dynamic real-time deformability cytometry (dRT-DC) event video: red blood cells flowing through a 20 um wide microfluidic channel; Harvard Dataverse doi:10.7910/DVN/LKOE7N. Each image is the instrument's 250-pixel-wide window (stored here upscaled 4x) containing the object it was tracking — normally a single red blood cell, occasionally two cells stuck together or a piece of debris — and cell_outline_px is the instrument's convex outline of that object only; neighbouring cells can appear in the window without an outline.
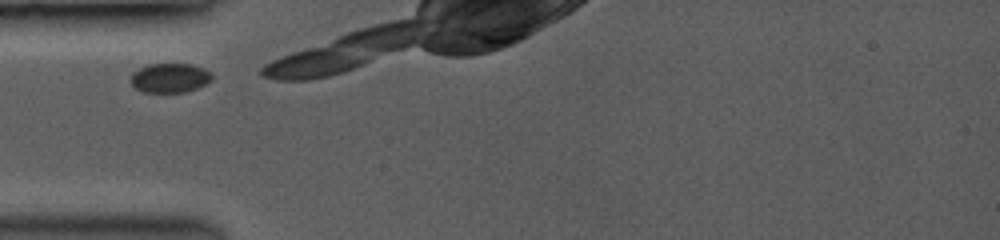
{"species": "common noctule bat (a hibernating species)", "species_latin": "Nyctalus noctula", "temperature_condition": "room temperature", "stored_images_in_passage": 11, "camera_frame_rate_fps": 3500, "um_per_image_px": 0.085, "animal": {"sex": "female", "body_mass_g": 19.0, "forearm_length_mm": 53.3}, "frame": {"image": 1, "passage_image": 1, "time_ms": 0.0, "image_size_px": [1000, 240], "cell_outline_px": [[212, 80], [196, 88], [184, 92], [144, 92], [136, 88], [132, 84], [132, 72], [148, 64], [192, 64], [204, 68], [212, 72]], "centroid_in_image_um": [14.46, 6.61], "position_along_channel_um": 70.5, "area_um2": 13.81}}